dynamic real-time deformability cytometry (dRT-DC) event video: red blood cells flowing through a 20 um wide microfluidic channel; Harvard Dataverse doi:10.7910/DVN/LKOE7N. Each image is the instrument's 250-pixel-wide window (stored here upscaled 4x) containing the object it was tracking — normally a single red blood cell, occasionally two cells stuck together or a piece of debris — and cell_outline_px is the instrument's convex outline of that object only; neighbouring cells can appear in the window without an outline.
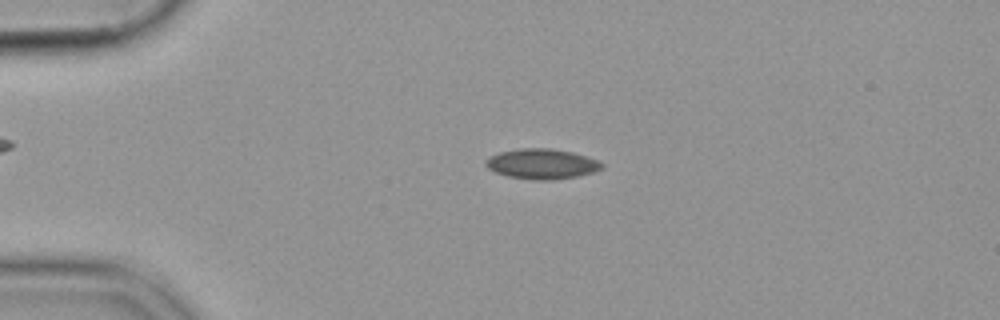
{"species": "common noctule bat (a hibernating species)", "species_latin": "Nyctalus noctula", "temperature_condition": "cold", "stored_images_in_passage": 54, "camera_frame_rate_fps": 3000, "um_per_image_px": 0.085, "animal": {"sex": "female", "body_mass_g": 19.9}, "frame": {"image": 1, "passage_image": 12, "time_ms": 3.667, "image_size_px": [1000, 320], "cell_outline_px": [[604, 168], [592, 172], [576, 176], [544, 180], [508, 176], [496, 172], [488, 168], [484, 164], [484, 160], [500, 152], [520, 148], [552, 148], [572, 152], [600, 160], [604, 164]], "centroid_in_image_um": [46.08, 13.91], "position_along_channel_um": 38.9, "area_um2": 20.17}}
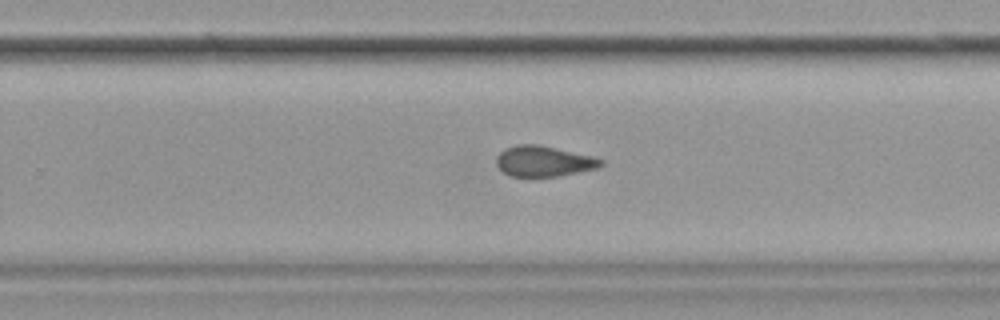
{"frame": {"image": 2, "passage_image": 35, "time_ms": 11.333, "image_size_px": [1000, 320], "cell_outline_px": [[604, 164], [596, 168], [556, 176], [508, 176], [496, 164], [496, 156], [504, 148], [516, 144], [536, 144], [592, 156], [604, 160]], "centroid_in_image_um": [46.17, 13.69], "position_along_channel_um": 283.6, "area_um2": 18.44}}
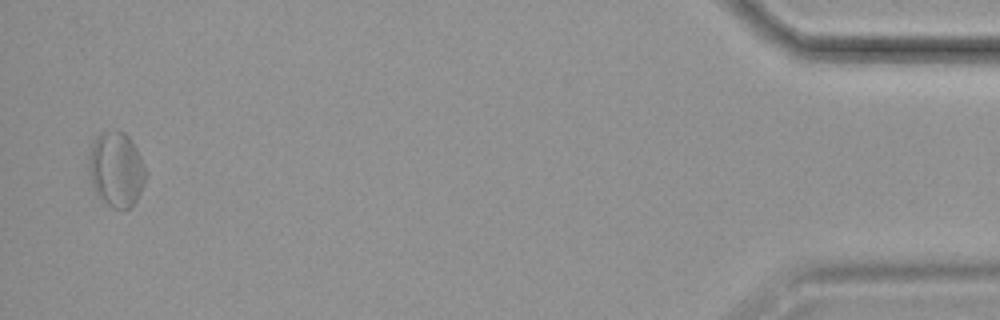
{"frame": {"image": 3, "passage_image": 53, "time_ms": 17.333, "image_size_px": [1000, 320], "cell_outline_px": [[144, 184], [136, 200], [128, 208], [112, 208], [96, 196], [88, 168], [88, 156], [92, 144], [96, 136], [100, 132], [124, 132], [128, 136], [136, 148], [144, 164]], "centroid_in_image_um": [9.85, 14.4], "position_along_channel_um": 425.4, "area_um2": 24.57}}